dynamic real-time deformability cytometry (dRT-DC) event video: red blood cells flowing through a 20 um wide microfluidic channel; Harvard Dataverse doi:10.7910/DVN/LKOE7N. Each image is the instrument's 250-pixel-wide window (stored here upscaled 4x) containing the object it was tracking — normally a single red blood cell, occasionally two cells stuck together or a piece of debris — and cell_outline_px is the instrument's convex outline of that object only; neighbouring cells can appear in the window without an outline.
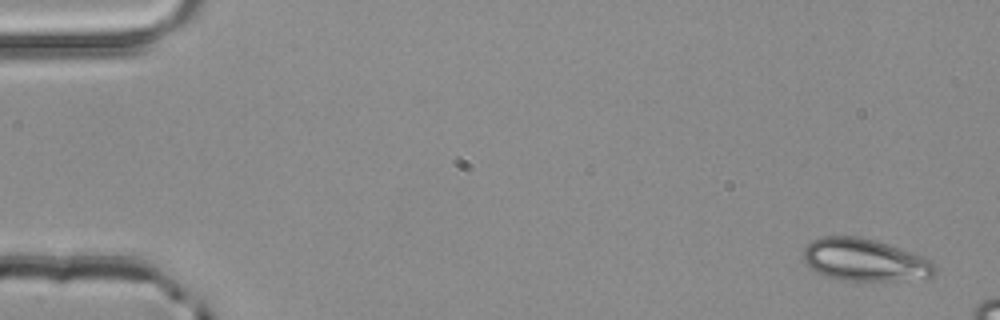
{"species": "common noctule bat (a hibernating species)", "species_latin": "Nyctalus noctula", "temperature_condition": "room temperature", "stored_images_in_passage": 2, "camera_frame_rate_fps": 3000, "um_per_image_px": 0.085, "animal": {"sex": "male", "body_mass_g": 20.4}, "frame": {"image": 1, "passage_image": 2, "time_ms": 0.333, "image_size_px": [1000, 320], "cell_outline_px": [[936, 272], [932, 276], [896, 280], [840, 280], [824, 276], [816, 272], [804, 260], [804, 248], [812, 240], [820, 236], [860, 236], [876, 240], [924, 256], [936, 264]], "centroid_in_image_um": [73.49, 22.08], "position_along_channel_um": 11.5, "area_um2": 32.43}}